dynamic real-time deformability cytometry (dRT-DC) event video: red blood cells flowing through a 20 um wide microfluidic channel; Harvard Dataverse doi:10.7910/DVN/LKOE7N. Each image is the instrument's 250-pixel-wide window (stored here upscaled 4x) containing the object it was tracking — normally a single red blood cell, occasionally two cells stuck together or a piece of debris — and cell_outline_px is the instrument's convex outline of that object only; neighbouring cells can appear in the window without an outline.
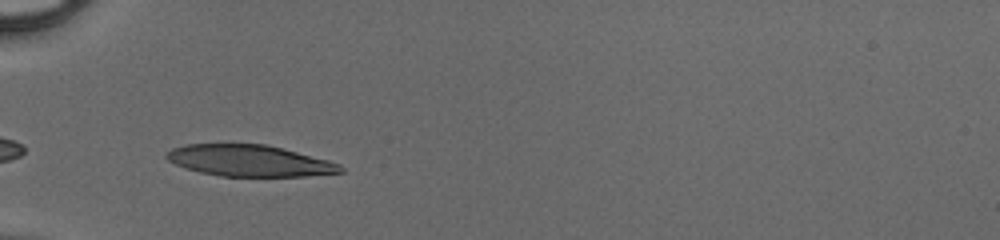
{"species": "human", "species_latin": "Homo sapiens", "temperature_condition": "cold", "stored_images_in_passage": 32, "camera_frame_rate_fps": 3000, "um_per_image_px": 0.085, "donor": {"sex": "male"}, "frame": {"image": 1, "passage_image": 1, "time_ms": 0.0, "image_size_px": [1000, 240], "cell_outline_px": [[344, 172], [304, 176], [220, 176], [200, 172], [184, 168], [168, 160], [164, 156], [164, 152], [172, 148], [184, 144], [264, 144], [328, 160], [340, 164], [344, 168]], "centroid_in_image_um": [21.15, 13.66], "position_along_channel_um": 63.9, "area_um2": 31.73}}
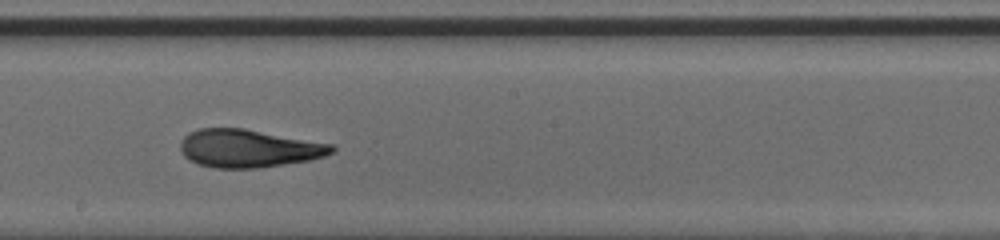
{"frame": {"image": 2, "passage_image": 13, "time_ms": 4.0, "image_size_px": [1000, 240], "cell_outline_px": [[336, 148], [332, 152], [324, 156], [308, 160], [284, 164], [256, 168], [212, 168], [196, 164], [188, 160], [180, 152], [180, 140], [188, 132], [200, 128], [244, 128], [332, 144]], "centroid_in_image_um": [21.06, 12.61], "position_along_channel_um": 227.1, "area_um2": 33.64}}
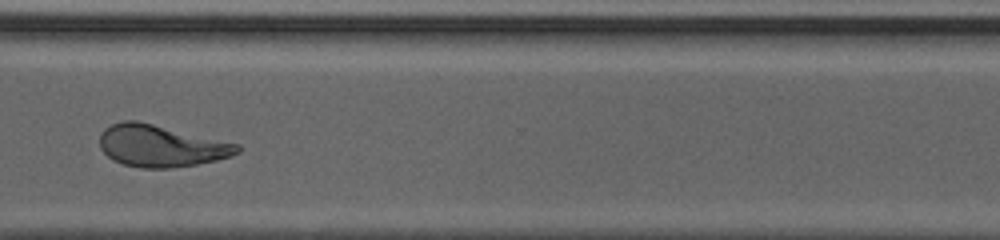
{"frame": {"image": 3, "passage_image": 22, "time_ms": 7.0, "image_size_px": [1000, 240], "cell_outline_px": [[240, 152], [232, 156], [216, 160], [196, 164], [172, 168], [140, 168], [124, 164], [112, 160], [100, 148], [100, 132], [104, 128], [112, 124], [124, 120], [136, 120], [240, 144]], "centroid_in_image_um": [13.67, 12.4], "position_along_channel_um": 356.9, "area_um2": 33.58}}